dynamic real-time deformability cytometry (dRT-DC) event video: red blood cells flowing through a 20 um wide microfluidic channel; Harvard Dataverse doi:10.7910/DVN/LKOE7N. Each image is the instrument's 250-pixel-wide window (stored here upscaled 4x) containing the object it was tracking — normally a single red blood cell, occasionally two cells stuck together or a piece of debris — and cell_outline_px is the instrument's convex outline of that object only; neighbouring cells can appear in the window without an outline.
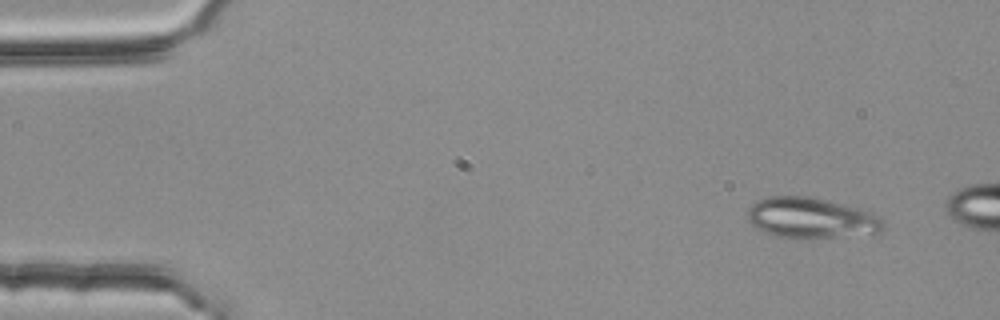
{"species": "common noctule bat (a hibernating species)", "species_latin": "Nyctalus noctula", "temperature_condition": "room temperature", "stored_images_in_passage": 4, "camera_frame_rate_fps": 3000, "um_per_image_px": 0.085, "animal": {"sex": "female", "body_mass_g": 25.1}, "frame": {"image": 1, "passage_image": 1, "time_ms": 0.0, "image_size_px": [1000, 320], "cell_outline_px": [[884, 232], [836, 236], [776, 236], [764, 232], [756, 228], [748, 220], [748, 208], [752, 204], [768, 196], [808, 196], [828, 200], [872, 212], [880, 216], [884, 220]], "centroid_in_image_um": [68.97, 18.49], "position_along_channel_um": 16.0, "area_um2": 31.5}}